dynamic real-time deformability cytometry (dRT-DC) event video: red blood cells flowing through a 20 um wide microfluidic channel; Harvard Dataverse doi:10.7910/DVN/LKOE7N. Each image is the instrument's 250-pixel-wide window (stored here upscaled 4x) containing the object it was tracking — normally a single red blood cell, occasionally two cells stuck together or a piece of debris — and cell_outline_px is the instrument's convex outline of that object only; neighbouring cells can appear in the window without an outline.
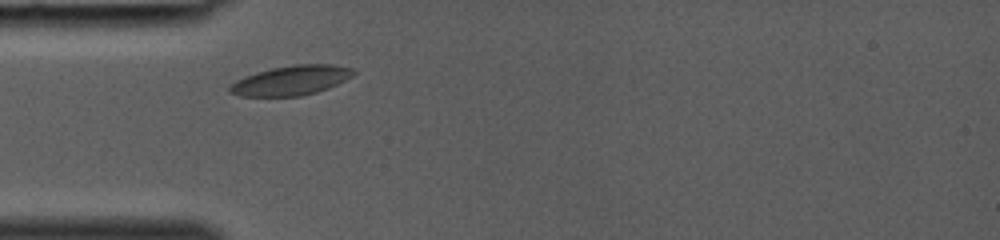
{"species": "common noctule bat (a hibernating species)", "species_latin": "Nyctalus noctula", "temperature_condition": "room temperature", "stored_images_in_passage": 26, "camera_frame_rate_fps": 3000, "um_per_image_px": 0.085, "animal": {"sex": "female", "body_mass_g": 19.0, "forearm_length_mm": 53.3}, "frame": {"image": 1, "passage_image": 4, "time_ms": 1.0, "image_size_px": [1000, 240], "cell_outline_px": [[356, 72], [352, 76], [328, 88], [316, 92], [300, 96], [240, 96], [228, 92], [228, 88], [236, 80], [244, 76], [256, 72], [272, 68], [296, 64], [332, 64], [352, 68]], "centroid_in_image_um": [24.73, 6.83], "position_along_channel_um": 60.3, "area_um2": 21.27}}
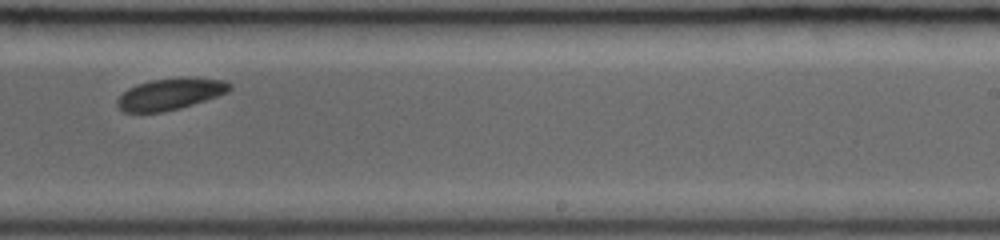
{"frame": {"image": 2, "passage_image": 17, "time_ms": 5.333, "image_size_px": [1000, 240], "cell_outline_px": [[232, 88], [228, 92], [180, 108], [160, 112], [124, 112], [116, 104], [116, 100], [128, 88], [136, 84], [152, 80], [224, 80], [232, 84]], "centroid_in_image_um": [14.4, 8.04], "position_along_channel_um": 274.6, "area_um2": 19.59}}
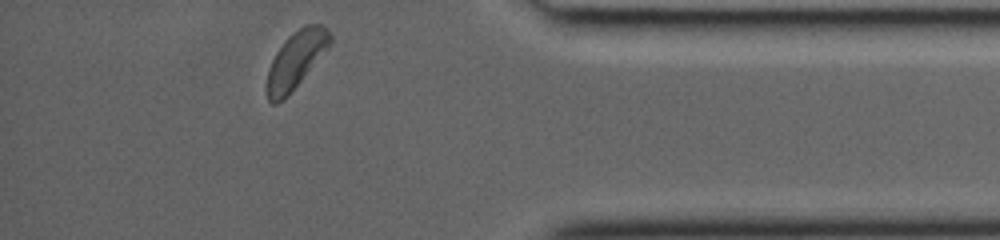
{"frame": {"image": 3, "passage_image": 26, "time_ms": 8.333, "image_size_px": [1000, 240], "cell_outline_px": [[332, 44], [288, 96], [276, 104], [272, 104], [268, 100], [268, 68], [276, 52], [284, 40], [288, 36], [304, 24], [320, 24], [332, 36]], "centroid_in_image_um": [25.17, 5.08], "position_along_channel_um": 410.0, "area_um2": 20.81}}